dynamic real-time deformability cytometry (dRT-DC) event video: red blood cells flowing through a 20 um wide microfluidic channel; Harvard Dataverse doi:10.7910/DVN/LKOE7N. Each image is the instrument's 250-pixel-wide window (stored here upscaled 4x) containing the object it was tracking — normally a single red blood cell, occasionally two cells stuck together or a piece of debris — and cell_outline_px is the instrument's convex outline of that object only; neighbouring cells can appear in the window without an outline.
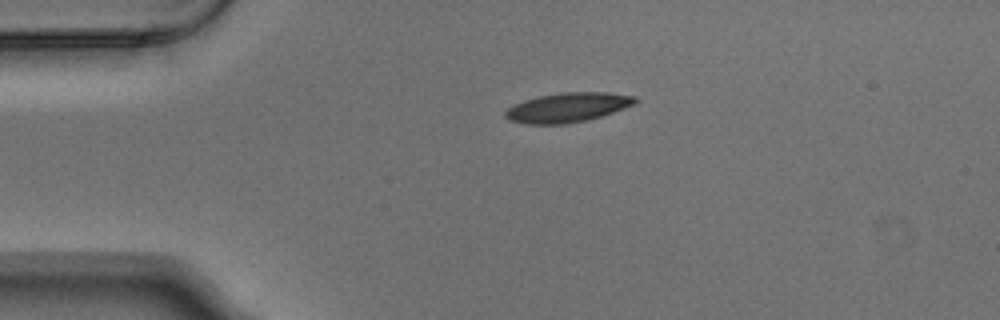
{"species": "Egyptian fruit bat (a non-hibernating species)", "species_latin": "Rousettus aegyptiacus", "temperature_condition": "warm", "stored_images_in_passage": 2, "camera_frame_rate_fps": 3000, "um_per_image_px": 0.085, "animal": {"sex": "male"}, "frame": {"image": 1, "passage_image": 1, "time_ms": 0.0, "image_size_px": [1000, 320], "cell_outline_px": [[636, 100], [632, 104], [612, 112], [600, 116], [584, 120], [564, 124], [528, 124], [508, 120], [504, 116], [504, 112], [508, 108], [524, 100], [540, 96], [560, 92], [608, 92], [636, 96]], "centroid_in_image_um": [48.2, 9.13], "position_along_channel_um": 36.8, "area_um2": 21.96}}
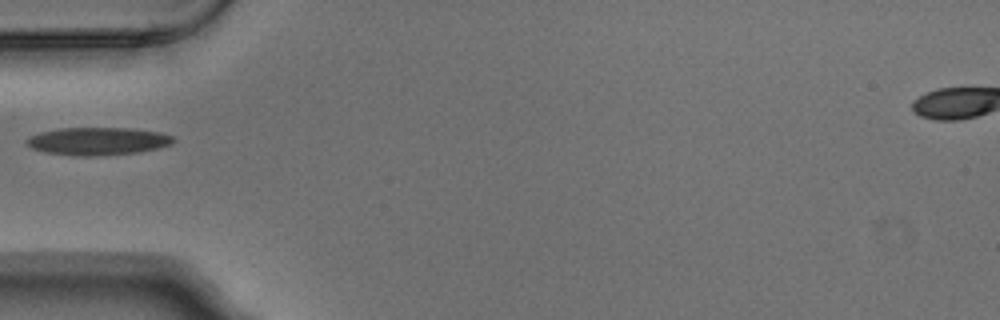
{"frame": {"image": 2, "passage_image": 2, "time_ms": 0.333, "image_size_px": [1000, 320], "cell_outline_px": [[176, 140], [172, 144], [140, 152], [100, 156], [76, 156], [44, 152], [32, 148], [24, 140], [28, 136], [40, 132], [60, 128], [128, 128], [156, 132], [172, 136]], "centroid_in_image_um": [8.27, 12.01], "position_along_channel_um": 76.7, "area_um2": 23.76}}